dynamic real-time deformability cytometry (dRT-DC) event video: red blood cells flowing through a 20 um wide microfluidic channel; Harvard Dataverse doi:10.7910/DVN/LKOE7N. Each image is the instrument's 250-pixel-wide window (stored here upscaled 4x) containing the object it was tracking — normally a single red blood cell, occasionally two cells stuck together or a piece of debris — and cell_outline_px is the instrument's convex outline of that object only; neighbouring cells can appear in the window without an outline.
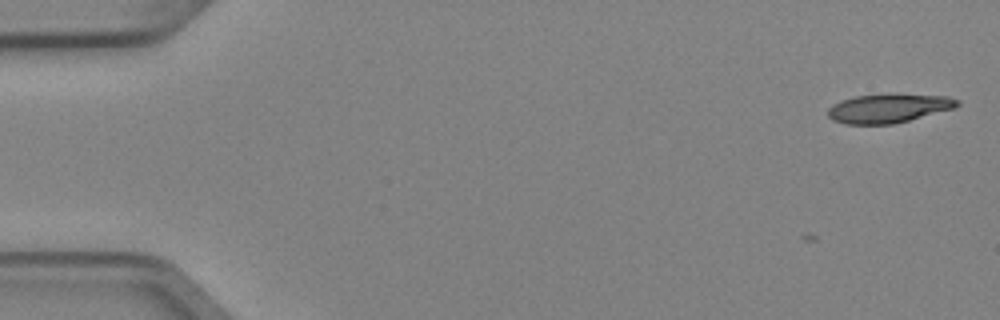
{"species": "Egyptian fruit bat (a non-hibernating species)", "species_latin": "Rousettus aegyptiacus", "temperature_condition": "cold", "stored_images_in_passage": 5, "camera_frame_rate_fps": 3000, "um_per_image_px": 0.085, "animal": {"sex": "female"}, "frame": {"image": 1, "passage_image": 1, "time_ms": 0.0, "image_size_px": [1000, 320], "cell_outline_px": [[960, 104], [956, 108], [892, 124], [844, 124], [832, 120], [828, 116], [828, 108], [832, 104], [856, 96], [948, 96], [960, 100]], "centroid_in_image_um": [75.51, 9.24], "position_along_channel_um": 9.5, "area_um2": 20.98}}
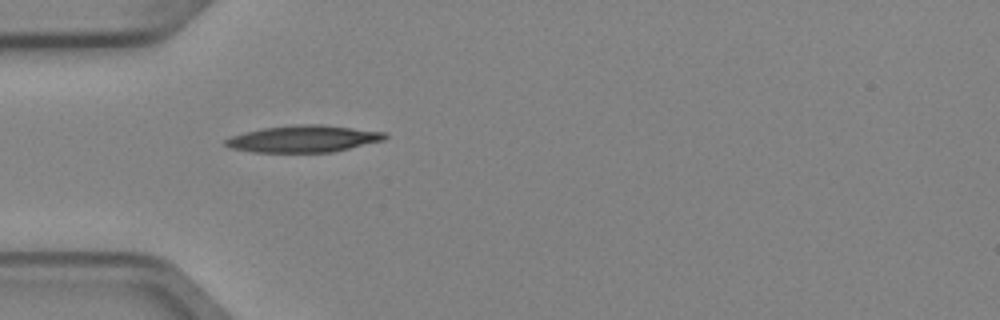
{"frame": {"image": 2, "passage_image": 5, "time_ms": 1.333, "image_size_px": [1000, 320], "cell_outline_px": [[388, 136], [384, 140], [332, 152], [252, 152], [228, 148], [224, 144], [224, 140], [232, 136], [244, 132], [264, 128], [296, 124], [324, 124], [384, 132]], "centroid_in_image_um": [25.77, 11.8], "position_along_channel_um": 59.2, "area_um2": 24.97}}